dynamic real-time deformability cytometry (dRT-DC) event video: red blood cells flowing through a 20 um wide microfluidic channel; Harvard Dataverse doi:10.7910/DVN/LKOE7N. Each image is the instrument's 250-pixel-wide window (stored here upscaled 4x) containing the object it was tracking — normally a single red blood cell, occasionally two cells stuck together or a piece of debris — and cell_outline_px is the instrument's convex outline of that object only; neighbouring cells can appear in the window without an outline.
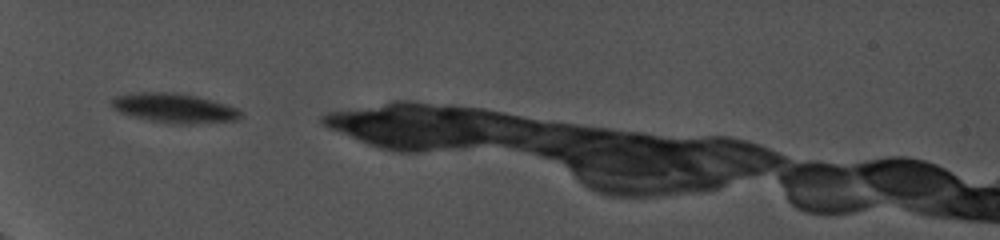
{"species": "common noctule bat (a hibernating species)", "species_latin": "Nyctalus noctula", "temperature_condition": "cold", "stored_images_in_passage": 29, "camera_frame_rate_fps": 5000, "um_per_image_px": 0.085, "animal": {"sex": "female", "body_mass_g": 19.0, "forearm_length_mm": 56.7}, "frame": {"image": 1, "passage_image": 1, "time_ms": 0.0, "image_size_px": [1000, 240], "cell_outline_px": [[244, 116], [240, 120], [196, 124], [168, 124], [132, 116], [120, 112], [112, 108], [112, 100], [116, 96], [132, 92], [176, 92], [196, 96], [212, 100], [240, 108]], "centroid_in_image_um": [14.88, 9.19], "position_along_channel_um": 70.1, "area_um2": 22.6}}
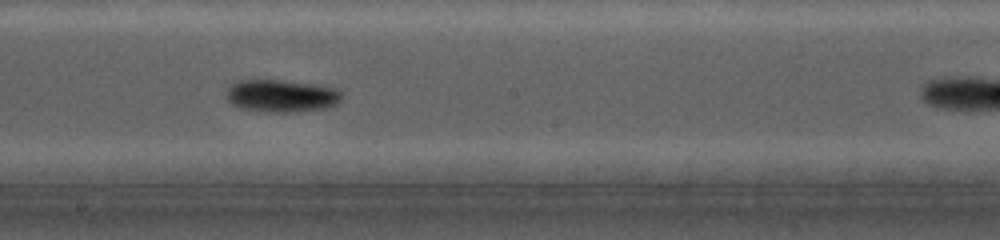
{"frame": {"image": 2, "passage_image": 11, "time_ms": 4.4, "image_size_px": [1000, 240], "cell_outline_px": [[340, 100], [336, 104], [328, 108], [292, 112], [272, 112], [240, 108], [232, 104], [228, 100], [228, 88], [232, 84], [240, 80], [280, 80], [320, 84], [336, 88], [340, 92]], "centroid_in_image_um": [23.96, 8.14], "position_along_channel_um": 224.2, "area_um2": 21.79}}
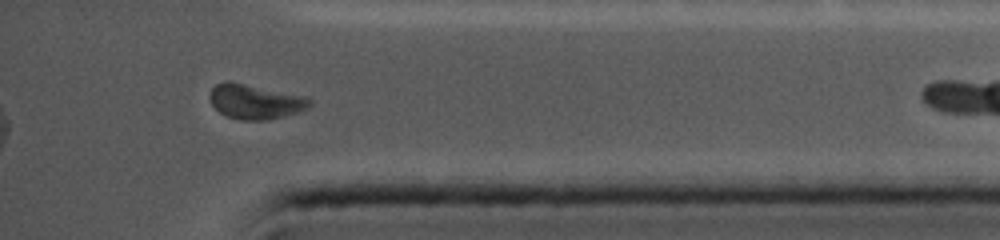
{"frame": {"image": 3, "passage_image": 29, "time_ms": 9.4, "image_size_px": [1000, 240], "cell_outline_px": [[312, 104], [308, 108], [300, 112], [268, 120], [240, 120], [228, 116], [220, 112], [212, 104], [208, 96], [212, 88], [216, 84], [224, 80], [228, 80], [300, 96], [312, 100]], "centroid_in_image_um": [21.66, 8.64], "position_along_channel_um": 413.5, "area_um2": 20.0}}